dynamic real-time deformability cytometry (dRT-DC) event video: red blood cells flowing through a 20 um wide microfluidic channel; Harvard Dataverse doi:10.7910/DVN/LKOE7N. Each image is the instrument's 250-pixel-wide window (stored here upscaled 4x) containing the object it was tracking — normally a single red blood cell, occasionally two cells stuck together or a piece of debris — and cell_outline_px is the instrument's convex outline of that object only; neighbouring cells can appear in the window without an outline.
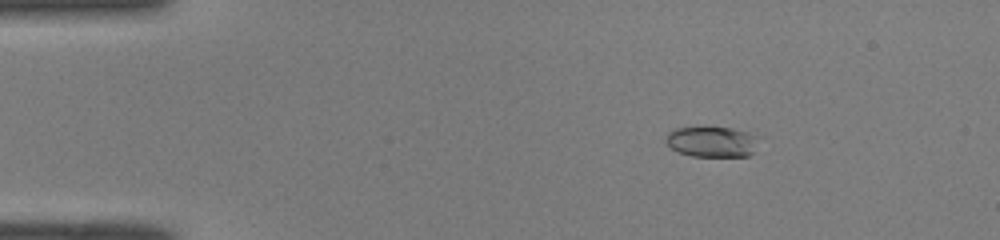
{"species": "common noctule bat (a hibernating species)", "species_latin": "Nyctalus noctula", "temperature_condition": "room temperature", "stored_images_in_passage": 50, "camera_frame_rate_fps": 3000, "um_per_image_px": 0.085, "animal": {"sex": "male", "body_mass_g": 19.0, "forearm_length_mm": 50.8}, "frame": {"image": 1, "passage_image": 8, "time_ms": 2.333, "image_size_px": [1000, 240], "cell_outline_px": [[756, 152], [748, 156], [692, 156], [680, 152], [672, 148], [664, 140], [668, 132], [676, 128], [732, 128], [748, 132], [752, 136]], "centroid_in_image_um": [60.46, 12.06], "position_along_channel_um": 24.5, "area_um2": 16.07}}
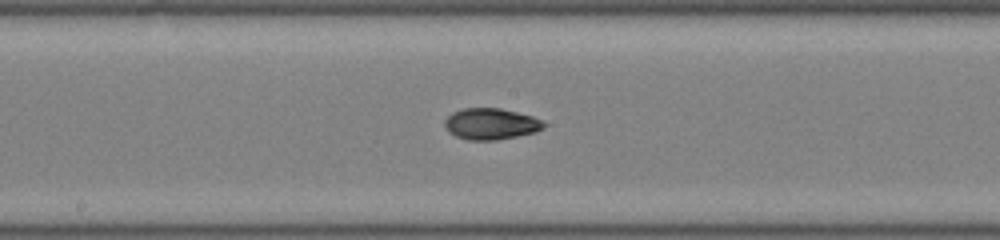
{"frame": {"image": 2, "passage_image": 27, "time_ms": 8.667, "image_size_px": [1000, 240], "cell_outline_px": [[548, 124], [544, 128], [536, 132], [496, 140], [468, 140], [456, 136], [448, 132], [444, 124], [444, 120], [452, 112], [464, 108], [500, 108], [532, 116]], "centroid_in_image_um": [41.72, 10.53], "position_along_channel_um": 206.5, "area_um2": 18.09}}
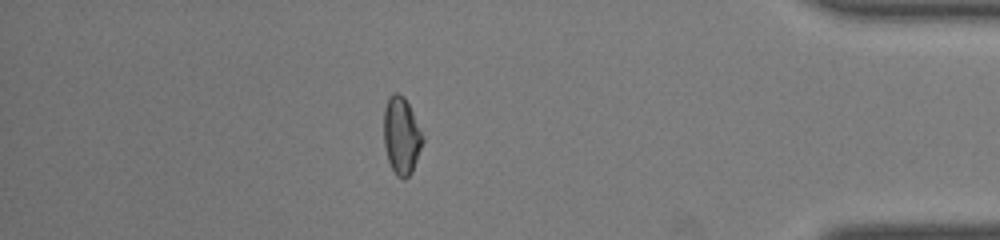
{"frame": {"image": 3, "passage_image": 44, "time_ms": 14.333, "image_size_px": [1000, 240], "cell_outline_px": [[424, 140], [412, 172], [404, 180], [396, 176], [388, 160], [384, 144], [384, 108], [388, 96], [392, 92], [396, 92], [404, 96], [424, 136]], "centroid_in_image_um": [34.11, 11.52], "position_along_channel_um": 401.1, "area_um2": 17.57}, "authors_computed_cell_mechanics": {"area_um2": 17.6579, "velocity_mm_per_s": 4.0868, "shape_relaxation_time_tau1_ms": 11.0257, "shape_relaxation_time_tau2_ms": 2.2289, "deformation_change_tau1": 0.2523, "deformation_change_tau2": 0.0625}}